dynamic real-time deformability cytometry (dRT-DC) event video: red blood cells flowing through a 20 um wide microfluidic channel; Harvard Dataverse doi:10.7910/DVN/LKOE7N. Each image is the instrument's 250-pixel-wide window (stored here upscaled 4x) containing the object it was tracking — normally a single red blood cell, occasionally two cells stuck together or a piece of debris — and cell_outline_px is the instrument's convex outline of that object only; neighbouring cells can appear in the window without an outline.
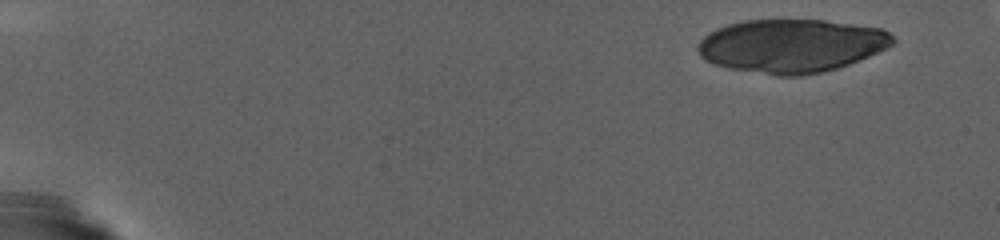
{"species": "human", "species_latin": "Homo sapiens", "temperature_condition": "warm", "stored_images_in_passage": 30, "camera_frame_rate_fps": 3000, "um_per_image_px": 0.085, "donor": {"sex": "female"}, "frame": {"image": 1, "passage_image": 1, "time_ms": 0.0, "image_size_px": [1000, 240], "cell_outline_px": [[896, 40], [888, 48], [848, 64], [836, 68], [820, 72], [800, 76], [780, 76], [728, 68], [712, 64], [704, 60], [700, 56], [696, 48], [696, 44], [708, 32], [716, 28], [728, 24], [744, 20], [824, 20], [884, 28]], "centroid_in_image_um": [67.23, 3.88], "position_along_channel_um": 17.8, "area_um2": 60.92}}